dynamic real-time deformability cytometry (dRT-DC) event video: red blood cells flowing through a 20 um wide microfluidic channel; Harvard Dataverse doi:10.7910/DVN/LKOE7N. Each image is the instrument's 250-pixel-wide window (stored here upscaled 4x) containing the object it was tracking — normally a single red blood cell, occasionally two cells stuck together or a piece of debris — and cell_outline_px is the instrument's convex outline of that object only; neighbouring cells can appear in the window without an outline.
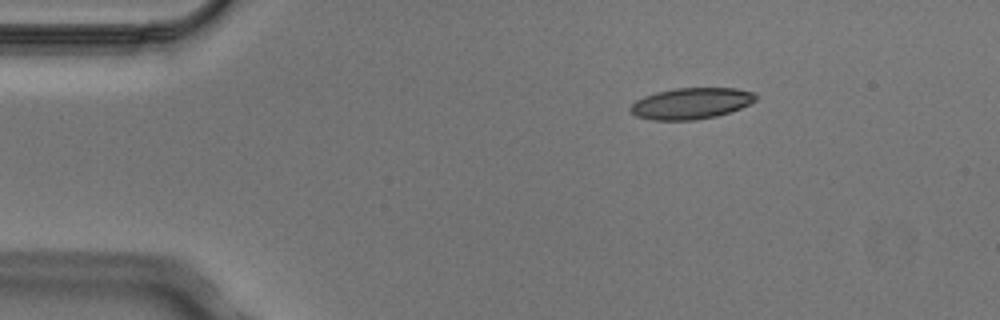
{"species": "Egyptian fruit bat (a non-hibernating species)", "species_latin": "Rousettus aegyptiacus", "temperature_condition": "cold", "stored_images_in_passage": 3, "camera_frame_rate_fps": 3000, "um_per_image_px": 0.085, "animal": {"sex": "male"}, "frame": {"image": 1, "passage_image": 1, "time_ms": 0.0, "image_size_px": [1000, 320], "cell_outline_px": [[756, 100], [740, 108], [716, 116], [696, 120], [652, 120], [636, 116], [628, 108], [636, 100], [644, 96], [656, 92], [676, 88], [736, 88], [752, 92], [756, 96]], "centroid_in_image_um": [58.71, 8.79], "position_along_channel_um": 26.3, "area_um2": 22.66}}
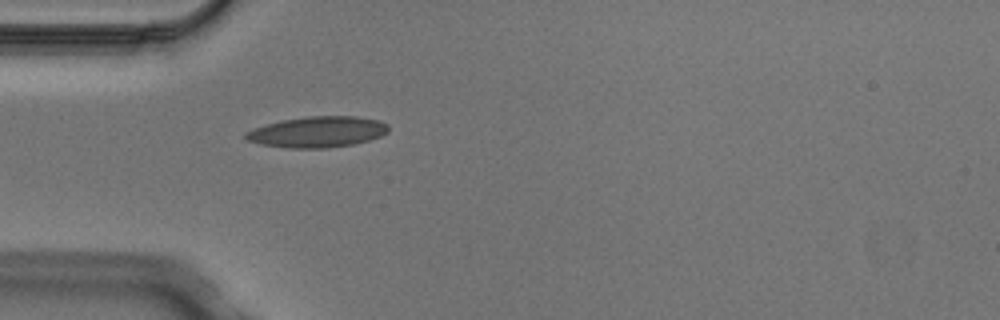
{"frame": {"image": 2, "passage_image": 3, "time_ms": 0.667, "image_size_px": [1000, 320], "cell_outline_px": [[388, 132], [380, 136], [368, 140], [352, 144], [328, 148], [288, 148], [260, 144], [248, 140], [244, 136], [244, 132], [252, 128], [284, 120], [308, 116], [356, 116], [380, 120], [388, 124]], "centroid_in_image_um": [26.99, 11.21], "position_along_channel_um": 58.0, "area_um2": 25.66}}